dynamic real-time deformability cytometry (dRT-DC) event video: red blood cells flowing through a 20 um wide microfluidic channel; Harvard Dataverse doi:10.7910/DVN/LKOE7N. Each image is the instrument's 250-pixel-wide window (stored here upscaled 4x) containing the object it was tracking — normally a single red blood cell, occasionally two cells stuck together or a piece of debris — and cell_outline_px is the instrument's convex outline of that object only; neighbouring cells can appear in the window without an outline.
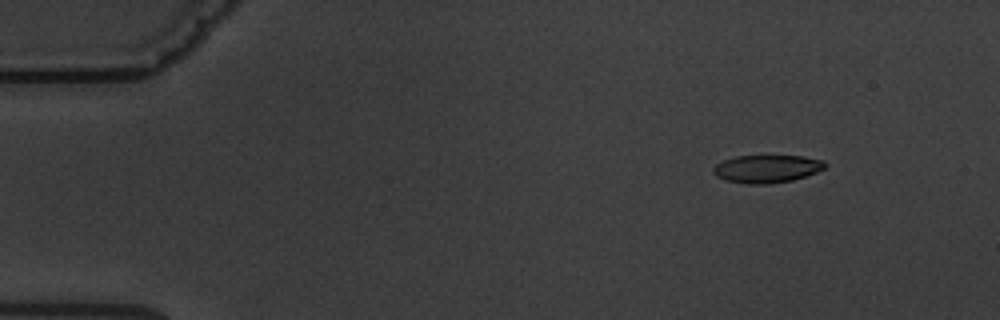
{"species": "common noctule bat (a hibernating species)", "species_latin": "Nyctalus noctula", "temperature_condition": "warm", "stored_images_in_passage": 5, "camera_frame_rate_fps": 3000, "um_per_image_px": 0.085, "animal": {"sex": "male", "body_mass_g": 19.5, "forearm_length_mm": 54.6}, "frame": {"image": 1, "passage_image": 2, "time_ms": 1.0, "image_size_px": [1000, 320], "cell_outline_px": [[828, 164], [824, 168], [816, 172], [792, 180], [768, 184], [748, 184], [724, 180], [716, 176], [712, 172], [712, 168], [716, 164], [724, 160], [736, 156], [804, 156], [824, 160]], "centroid_in_image_um": [65.17, 14.34], "position_along_channel_um": 19.8, "area_um2": 18.15}}